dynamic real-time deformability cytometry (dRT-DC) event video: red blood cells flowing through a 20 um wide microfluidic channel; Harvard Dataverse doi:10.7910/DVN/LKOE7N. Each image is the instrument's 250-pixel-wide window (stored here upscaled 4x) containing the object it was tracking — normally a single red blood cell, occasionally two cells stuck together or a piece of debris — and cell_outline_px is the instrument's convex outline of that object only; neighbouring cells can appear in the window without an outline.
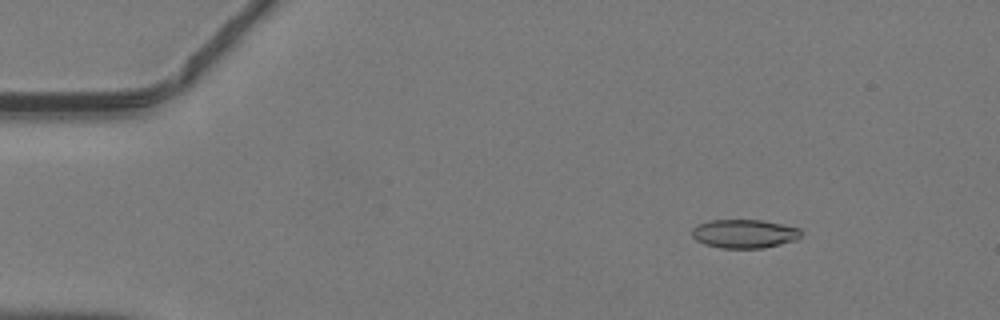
{"species": "common noctule bat (a hibernating species)", "species_latin": "Nyctalus noctula", "temperature_condition": "warm", "stored_images_in_passage": 47, "segment_of_instrument_passage": [1, 2], "camera_frame_rate_fps": 3000, "um_per_image_px": 0.085, "animal": {"sex": "male", "body_mass_g": 19.2, "forearm_length_mm": 51.8}, "frame": {"image": 1, "passage_image": 6, "time_ms": 1.667, "image_size_px": [1000, 320], "cell_outline_px": [[804, 232], [796, 240], [764, 248], [720, 248], [704, 244], [696, 240], [692, 236], [692, 228], [700, 224], [712, 220], [764, 220], [800, 228]], "centroid_in_image_um": [63.3, 19.87], "position_along_channel_um": 21.7, "area_um2": 18.32}}
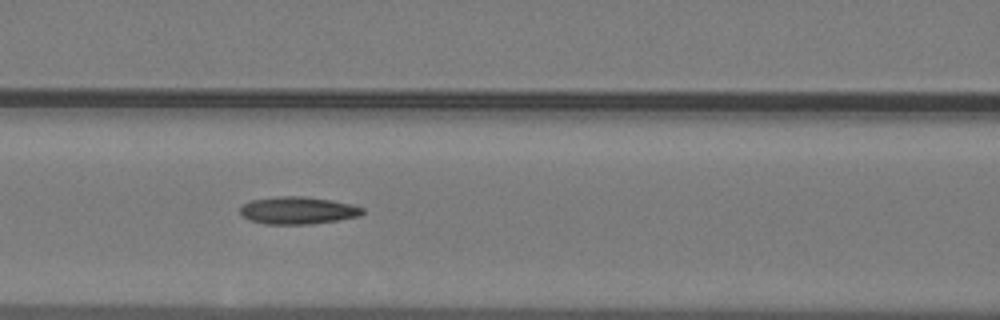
{"frame": {"image": 2, "passage_image": 20, "time_ms": 6.333, "image_size_px": [1000, 320], "cell_outline_px": [[364, 212], [360, 216], [340, 220], [308, 224], [264, 224], [248, 220], [240, 212], [240, 208], [244, 204], [252, 200], [284, 196], [300, 196], [332, 200], [352, 204], [364, 208]], "centroid_in_image_um": [25.35, 17.89], "position_along_channel_um": 141.2, "area_um2": 19.48}}
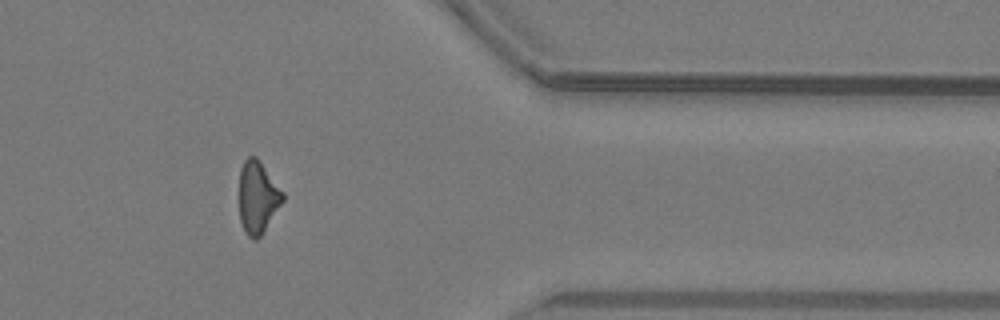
{"frame": {"image": 3, "passage_image": 38, "time_ms": 12.333, "image_size_px": [1000, 320], "cell_outline_px": [[284, 200], [260, 236], [256, 240], [252, 240], [244, 232], [240, 220], [240, 168], [244, 160], [248, 156], [256, 156], [284, 192]], "centroid_in_image_um": [21.9, 16.76], "position_along_channel_um": 389.5, "area_um2": 18.26}}